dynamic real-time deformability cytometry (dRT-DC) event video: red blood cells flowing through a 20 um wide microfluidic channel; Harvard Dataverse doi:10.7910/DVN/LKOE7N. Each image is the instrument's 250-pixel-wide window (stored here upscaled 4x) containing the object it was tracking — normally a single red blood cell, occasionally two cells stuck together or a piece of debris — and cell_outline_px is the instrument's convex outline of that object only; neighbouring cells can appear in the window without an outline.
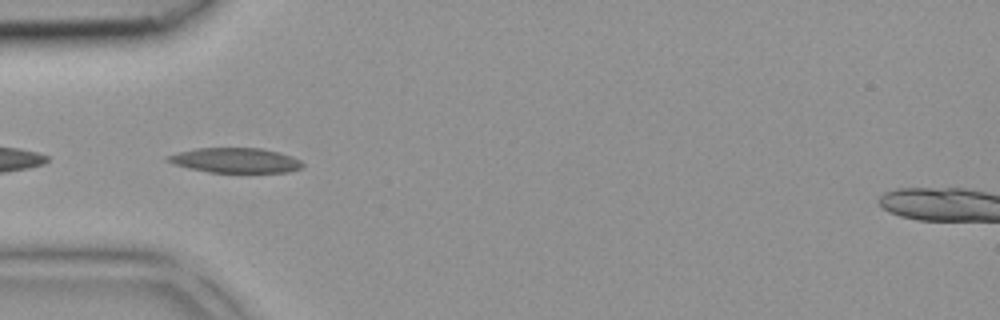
{"species": "common noctule bat (a hibernating species)", "species_latin": "Nyctalus noctula", "temperature_condition": "room temperature", "stored_images_in_passage": 13, "camera_frame_rate_fps": 3000, "um_per_image_px": 0.085, "animal": {"sex": "female", "body_mass_g": 18.4}, "frame": {"image": 1, "passage_image": 11, "time_ms": 3.333, "image_size_px": [1000, 320], "cell_outline_px": [[304, 164], [300, 168], [288, 172], [208, 172], [188, 168], [164, 160], [168, 156], [180, 152], [196, 148], [264, 148], [280, 152], [292, 156], [300, 160]], "centroid_in_image_um": [20.04, 13.62], "position_along_channel_um": 65.0, "area_um2": 19.48}}